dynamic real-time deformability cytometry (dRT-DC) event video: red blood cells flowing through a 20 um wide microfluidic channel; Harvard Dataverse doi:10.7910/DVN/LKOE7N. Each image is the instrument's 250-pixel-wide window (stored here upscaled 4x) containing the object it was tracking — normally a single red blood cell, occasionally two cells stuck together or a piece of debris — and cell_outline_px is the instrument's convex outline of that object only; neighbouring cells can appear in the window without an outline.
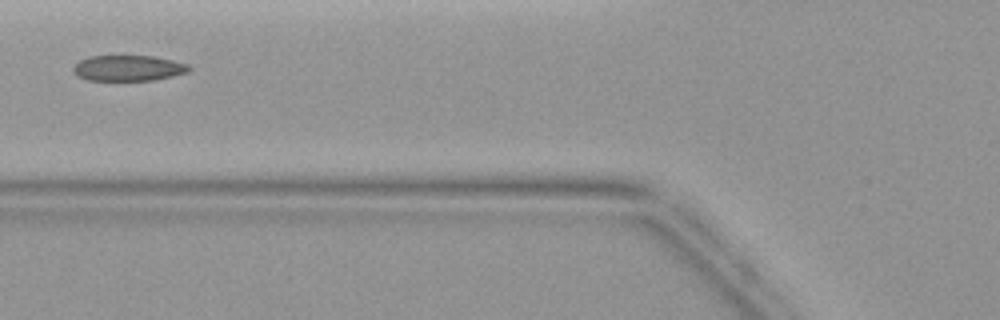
{"species": "common noctule bat (a hibernating species)", "species_latin": "Nyctalus noctula", "temperature_condition": "warm", "stored_images_in_passage": 4, "camera_frame_rate_fps": 3000, "um_per_image_px": 0.085, "animal": {"sex": "female", "body_mass_g": 19.9}, "frame": {"image": 1, "passage_image": 4, "time_ms": 4.667, "image_size_px": [1000, 320], "cell_outline_px": [[192, 68], [188, 72], [172, 76], [152, 80], [88, 80], [76, 76], [72, 72], [72, 68], [80, 60], [88, 56], [152, 56], [172, 60], [188, 64]], "centroid_in_image_um": [10.88, 5.79], "position_along_channel_um": 114.9, "area_um2": 17.34}}